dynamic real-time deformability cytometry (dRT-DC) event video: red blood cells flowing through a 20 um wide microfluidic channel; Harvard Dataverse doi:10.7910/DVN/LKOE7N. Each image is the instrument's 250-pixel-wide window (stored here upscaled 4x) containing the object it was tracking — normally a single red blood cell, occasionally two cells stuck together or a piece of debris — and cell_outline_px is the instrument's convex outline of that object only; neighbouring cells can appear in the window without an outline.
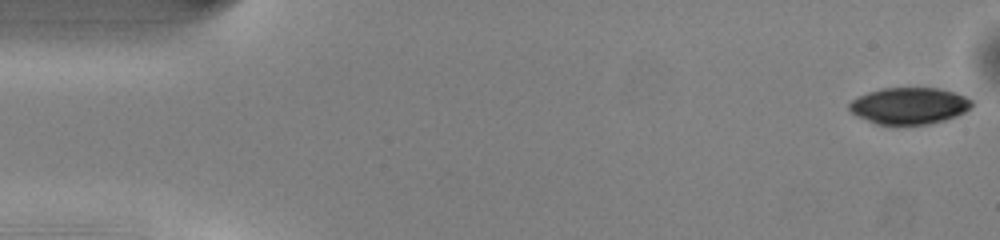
{"species": "common noctule bat (a hibernating species)", "species_latin": "Nyctalus noctula", "temperature_condition": "warm", "stored_images_in_passage": 49, "camera_frame_rate_fps": 3000, "um_per_image_px": 0.085, "animal": {"sex": "male", "body_mass_g": 13.0, "forearm_length_mm": 53.1}, "frame": {"image": 1, "passage_image": 1, "time_ms": 0.0, "image_size_px": [1000, 240], "cell_outline_px": [[972, 108], [956, 116], [944, 120], [928, 124], [876, 124], [856, 116], [848, 108], [848, 104], [856, 96], [880, 88], [940, 88], [956, 92], [972, 100]], "centroid_in_image_um": [77.27, 8.98], "position_along_channel_um": 7.7, "area_um2": 26.3}}
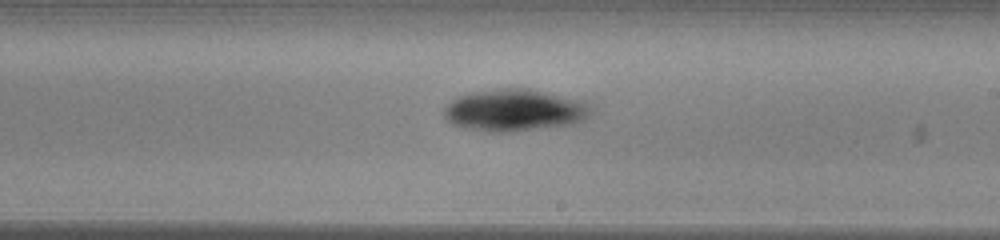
{"frame": {"image": 2, "passage_image": 28, "time_ms": 9.0, "image_size_px": [1000, 240], "cell_outline_px": [[592, 108], [588, 116], [572, 124], [508, 132], [488, 132], [464, 128], [452, 124], [444, 116], [444, 108], [452, 100], [460, 96], [472, 92], [504, 88], [528, 88], [580, 100], [588, 104]], "centroid_in_image_um": [43.7, 9.37], "position_along_channel_um": 245.3, "area_um2": 35.6}}
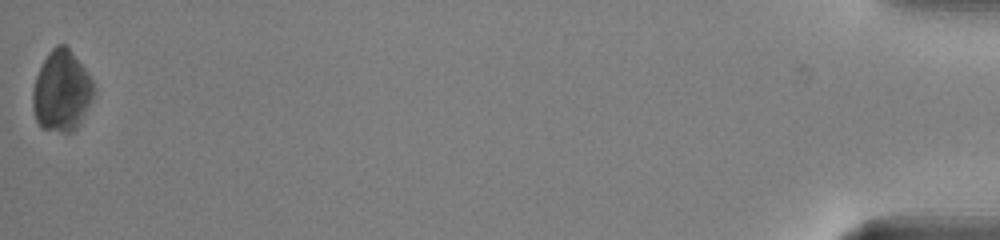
{"frame": {"image": 3, "passage_image": 49, "time_ms": 16.0, "image_size_px": [1000, 240], "cell_outline_px": [[96, 88], [80, 124], [72, 132], [60, 132], [40, 128], [36, 120], [32, 108], [32, 88], [36, 76], [48, 52], [56, 44], [64, 44], [68, 48], [84, 68], [92, 80]], "centroid_in_image_um": [5.21, 7.76], "position_along_channel_um": 430.0, "area_um2": 28.78}, "authors_computed_cell_mechanics": {"area_um2": 29.5936, "velocity_mm_per_s": 4.1367, "shape_relaxation_time_tau1_ms": 1.0696, "shape_relaxation_time_tau2_ms": null, "deformation_change_tau1": 0.0576, "deformation_change_tau2": null}}